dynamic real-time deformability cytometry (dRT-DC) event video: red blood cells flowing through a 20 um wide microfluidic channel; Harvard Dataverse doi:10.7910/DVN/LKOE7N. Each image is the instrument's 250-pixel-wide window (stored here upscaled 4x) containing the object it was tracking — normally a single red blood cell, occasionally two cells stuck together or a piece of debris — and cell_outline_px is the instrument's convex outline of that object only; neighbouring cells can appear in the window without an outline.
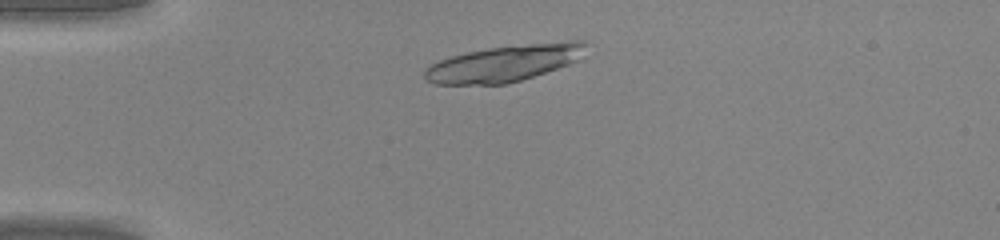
{"species": "common noctule bat (a hibernating species)", "species_latin": "Nyctalus noctula", "temperature_condition": "warm", "stored_images_in_passage": 39, "camera_frame_rate_fps": 3000, "um_per_image_px": 0.085, "animal": {"sex": "male", "body_mass_g": 20.0, "forearm_length_mm": 53.3}, "frame": {"image": 1, "passage_image": 5, "time_ms": 1.333, "image_size_px": [1000, 240], "cell_outline_px": [[588, 44], [576, 60], [568, 64], [520, 80], [504, 84], [436, 84], [424, 80], [424, 72], [432, 64], [440, 60], [452, 56], [468, 52], [492, 48], [528, 44], [572, 40], [588, 40]], "centroid_in_image_um": [42.86, 5.38], "position_along_channel_um": 42.1, "area_um2": 33.52}}